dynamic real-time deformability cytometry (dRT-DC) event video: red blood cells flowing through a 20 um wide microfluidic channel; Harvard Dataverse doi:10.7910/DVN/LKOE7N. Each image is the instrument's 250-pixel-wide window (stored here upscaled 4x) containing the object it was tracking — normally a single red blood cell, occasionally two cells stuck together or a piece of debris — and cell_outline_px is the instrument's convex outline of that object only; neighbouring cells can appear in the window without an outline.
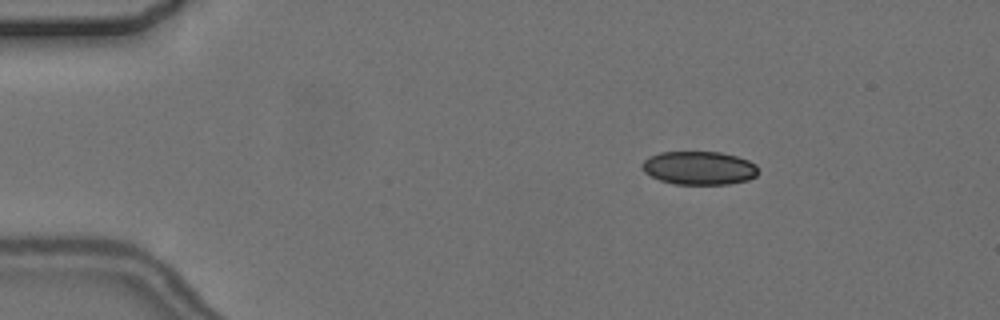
{"species": "common noctule bat (a hibernating species)", "species_latin": "Nyctalus noctula", "temperature_condition": "cold", "stored_images_in_passage": 3, "camera_frame_rate_fps": 3000, "um_per_image_px": 0.085, "animal": {"sex": "female", "body_mass_g": 24.6, "forearm_length_mm": 56.2}, "frame": {"image": 1, "passage_image": 1, "time_ms": 0.0, "image_size_px": [1000, 320], "cell_outline_px": [[760, 172], [756, 176], [748, 180], [728, 184], [676, 184], [660, 180], [644, 172], [640, 164], [648, 156], [660, 152], [720, 152], [736, 156], [748, 160], [756, 164]], "centroid_in_image_um": [59.43, 14.27], "position_along_channel_um": 25.6, "area_um2": 22.77}}